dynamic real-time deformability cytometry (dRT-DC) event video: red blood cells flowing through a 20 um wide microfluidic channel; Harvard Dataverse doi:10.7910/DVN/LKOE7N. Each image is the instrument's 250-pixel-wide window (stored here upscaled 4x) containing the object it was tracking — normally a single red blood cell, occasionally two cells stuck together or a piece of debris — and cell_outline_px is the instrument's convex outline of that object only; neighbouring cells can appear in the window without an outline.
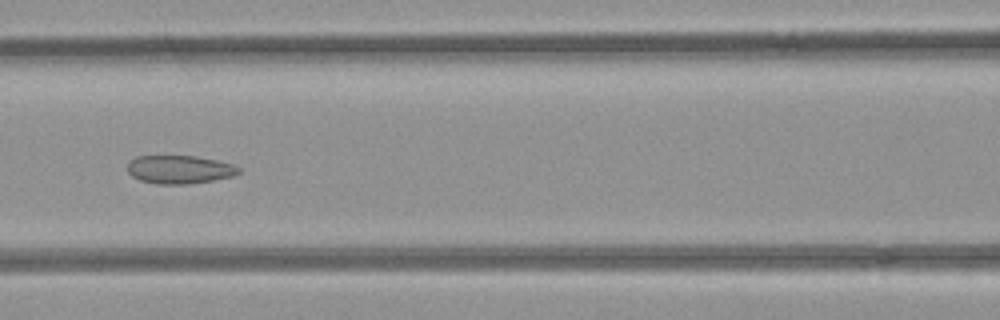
{"species": "common noctule bat (a hibernating species)", "species_latin": "Nyctalus noctula", "temperature_condition": "room temperature", "stored_images_in_passage": 8, "camera_frame_rate_fps": 3000, "um_per_image_px": 0.085, "animal": {"sex": "female", "body_mass_g": 21.9}, "frame": {"image": 1, "passage_image": 6, "time_ms": 1.667, "image_size_px": [1000, 320], "cell_outline_px": [[240, 172], [232, 176], [212, 180], [188, 184], [156, 184], [140, 180], [132, 176], [128, 172], [128, 164], [136, 156], [192, 156], [216, 160], [232, 164], [240, 168]], "centroid_in_image_um": [15.25, 14.41], "position_along_channel_um": 151.4, "area_um2": 18.15}}
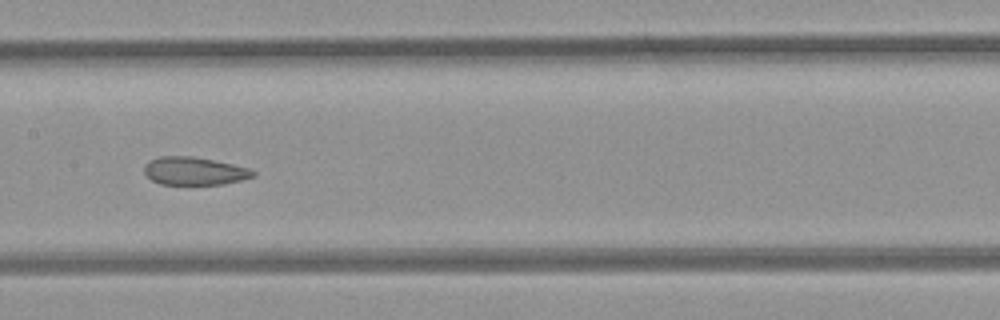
{"frame": {"image": 2, "passage_image": 7, "time_ms": 2.0, "image_size_px": [1000, 320], "cell_outline_px": [[256, 176], [224, 184], [160, 184], [152, 180], [144, 172], [144, 164], [148, 160], [160, 156], [192, 156], [232, 164], [248, 168], [256, 172]], "centroid_in_image_um": [16.49, 14.53], "position_along_channel_um": 190.9, "area_um2": 17.69}}
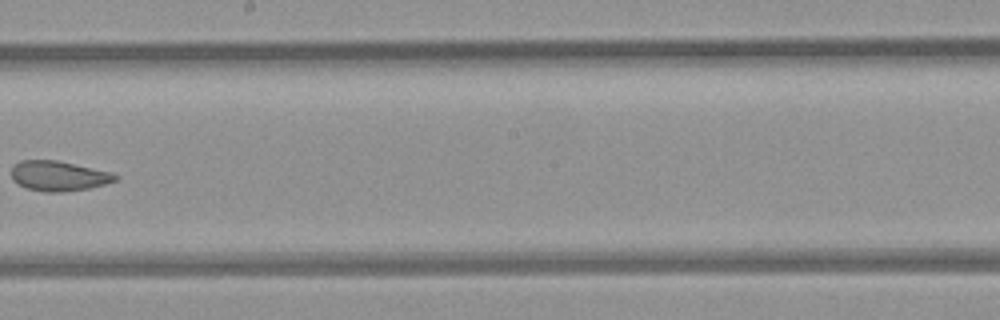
{"frame": {"image": 3, "passage_image": 8, "time_ms": 2.333, "image_size_px": [1000, 320], "cell_outline_px": [[120, 176], [116, 180], [104, 184], [88, 188], [64, 192], [44, 192], [28, 188], [12, 180], [12, 164], [20, 160], [56, 160], [112, 172]], "centroid_in_image_um": [4.98, 14.94], "position_along_channel_um": 243.2, "area_um2": 18.15}}